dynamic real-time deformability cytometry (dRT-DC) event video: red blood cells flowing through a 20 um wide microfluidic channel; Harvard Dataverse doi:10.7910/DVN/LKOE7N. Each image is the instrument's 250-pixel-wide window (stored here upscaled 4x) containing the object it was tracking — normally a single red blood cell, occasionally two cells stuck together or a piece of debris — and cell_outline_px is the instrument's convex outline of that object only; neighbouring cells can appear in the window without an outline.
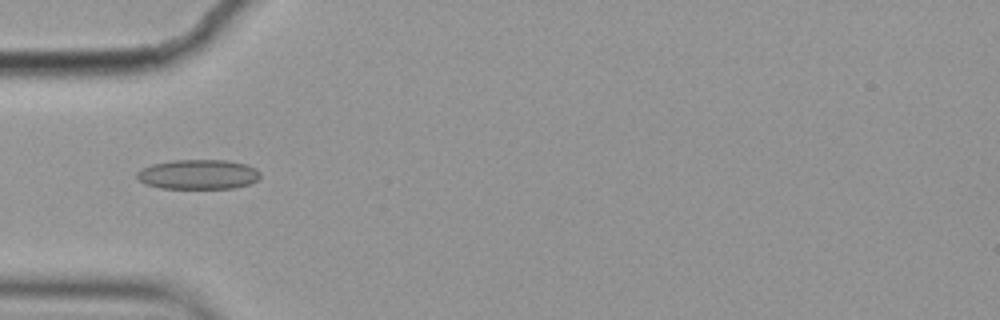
{"species": "common noctule bat (a hibernating species)", "species_latin": "Nyctalus noctula", "temperature_condition": "cold", "stored_images_in_passage": 14, "camera_frame_rate_fps": 3000, "um_per_image_px": 0.085, "animal": {"sex": "female", "body_mass_g": 19.9}, "frame": {"image": 1, "passage_image": 4, "time_ms": 1.0, "image_size_px": [1000, 320], "cell_outline_px": [[260, 176], [256, 180], [248, 184], [232, 188], [160, 188], [144, 184], [136, 176], [136, 172], [140, 168], [152, 164], [172, 160], [228, 160], [244, 164], [256, 168], [260, 172]], "centroid_in_image_um": [16.81, 14.82], "position_along_channel_um": 68.2, "area_um2": 21.39}}
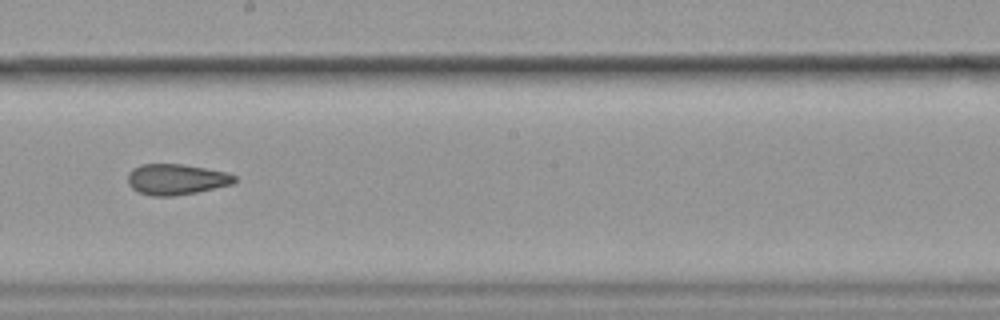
{"frame": {"image": 2, "passage_image": 8, "time_ms": 2.333, "image_size_px": [1000, 320], "cell_outline_px": [[236, 180], [232, 184], [196, 192], [172, 196], [152, 196], [140, 192], [132, 188], [128, 184], [128, 172], [132, 168], [140, 164], [184, 164], [228, 172], [236, 176]], "centroid_in_image_um": [14.97, 15.23], "position_along_channel_um": 233.2, "area_um2": 19.19}}
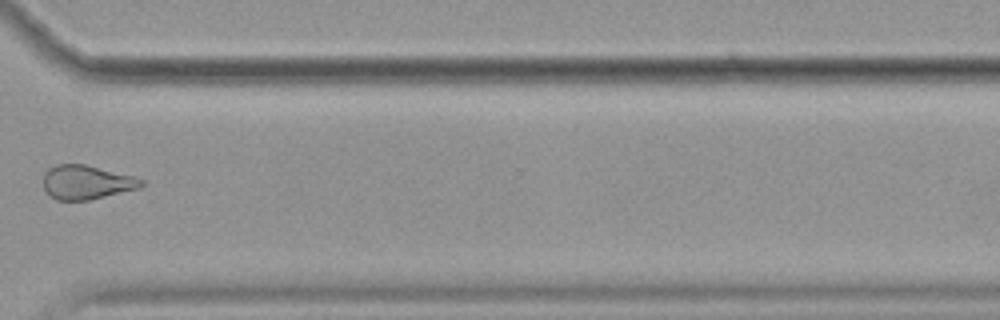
{"frame": {"image": 3, "passage_image": 11, "time_ms": 3.333, "image_size_px": [1000, 320], "cell_outline_px": [[144, 184], [140, 188], [88, 200], [56, 200], [48, 196], [44, 188], [44, 172], [48, 168], [56, 164], [84, 164], [132, 176], [144, 180]], "centroid_in_image_um": [7.32, 15.5], "position_along_channel_um": 363.3, "area_um2": 19.42}}